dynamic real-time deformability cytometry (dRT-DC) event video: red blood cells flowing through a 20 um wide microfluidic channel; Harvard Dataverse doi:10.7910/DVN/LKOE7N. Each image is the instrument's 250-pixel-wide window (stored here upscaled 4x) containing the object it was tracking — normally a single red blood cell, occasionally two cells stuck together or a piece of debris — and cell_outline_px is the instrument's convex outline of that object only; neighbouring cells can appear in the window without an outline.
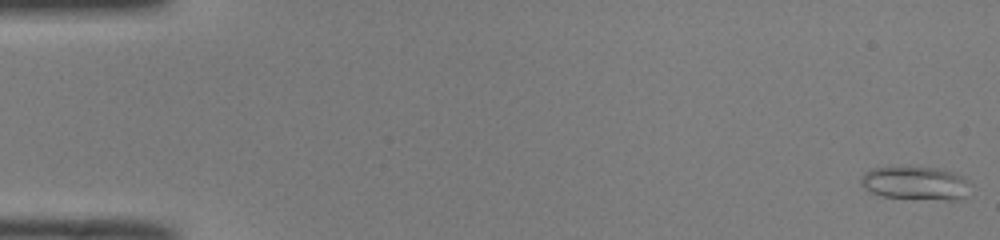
{"species": "common noctule bat (a hibernating species)", "species_latin": "Nyctalus noctula", "temperature_condition": "room temperature", "stored_images_in_passage": 14, "camera_frame_rate_fps": 3000, "um_per_image_px": 0.085, "animal": {"sex": "male", "body_mass_g": 19.0, "forearm_length_mm": 50.8}, "frame": {"image": 1, "passage_image": 1, "time_ms": 0.0, "image_size_px": [1000, 240], "cell_outline_px": [[972, 184], [964, 196], [956, 200], [944, 200], [884, 196], [872, 192], [864, 188], [860, 184], [860, 176], [864, 172], [872, 168], [936, 168], [956, 172], [964, 176]], "centroid_in_image_um": [77.85, 15.57], "position_along_channel_um": 7.1, "area_um2": 21.21}}